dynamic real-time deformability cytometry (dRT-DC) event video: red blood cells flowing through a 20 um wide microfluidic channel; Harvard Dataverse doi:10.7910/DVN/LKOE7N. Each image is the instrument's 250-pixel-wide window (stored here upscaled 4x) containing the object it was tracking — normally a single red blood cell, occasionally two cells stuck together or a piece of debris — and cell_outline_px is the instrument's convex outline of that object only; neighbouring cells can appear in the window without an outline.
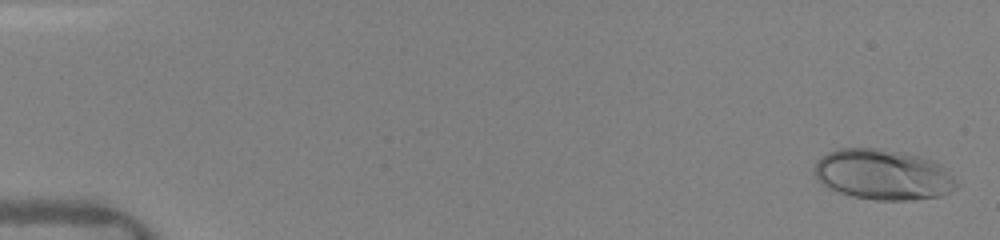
{"species": "human", "species_latin": "Homo sapiens", "temperature_condition": "warm", "stored_images_in_passage": 22, "camera_frame_rate_fps": 3000, "um_per_image_px": 0.085, "donor": {"sex": "female"}, "frame": {"image": 1, "passage_image": 2, "time_ms": 0.333, "image_size_px": [1000, 240], "cell_outline_px": [[960, 184], [956, 188], [940, 196], [912, 200], [876, 200], [852, 196], [824, 188], [820, 184], [812, 172], [820, 156], [828, 152], [840, 148], [884, 148], [920, 156], [940, 164]], "centroid_in_image_um": [75.01, 14.84], "position_along_channel_um": 10.0, "area_um2": 42.25}}
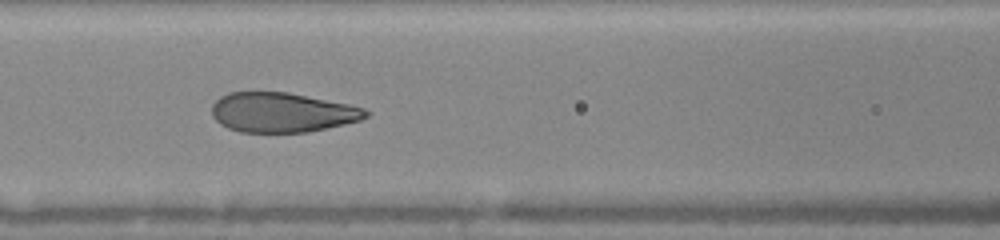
{"frame": {"image": 2, "passage_image": 19, "time_ms": 7.333, "image_size_px": [1000, 240], "cell_outline_px": [[368, 116], [360, 120], [344, 124], [308, 132], [240, 132], [228, 128], [220, 124], [212, 116], [212, 104], [220, 96], [228, 92], [288, 92], [348, 104], [364, 108], [368, 112]], "centroid_in_image_um": [23.95, 9.55], "position_along_channel_um": 142.7, "area_um2": 35.55}}
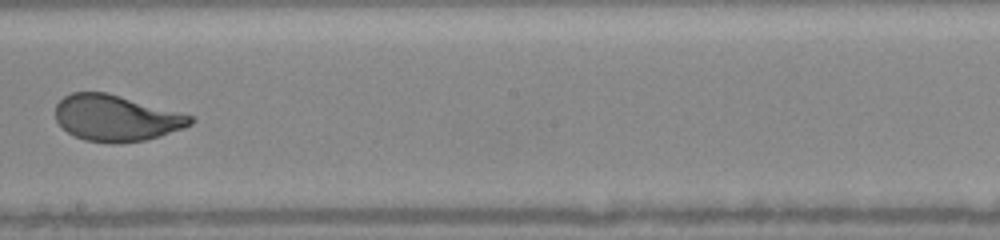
{"frame": {"image": 3, "passage_image": 22, "time_ms": 9.667, "image_size_px": [1000, 240], "cell_outline_px": [[196, 120], [192, 124], [184, 128], [160, 136], [144, 140], [116, 144], [112, 144], [84, 140], [68, 132], [56, 120], [56, 104], [64, 96], [72, 92], [108, 92], [196, 116]], "centroid_in_image_um": [9.92, 10.03], "position_along_channel_um": 238.3, "area_um2": 36.65}}